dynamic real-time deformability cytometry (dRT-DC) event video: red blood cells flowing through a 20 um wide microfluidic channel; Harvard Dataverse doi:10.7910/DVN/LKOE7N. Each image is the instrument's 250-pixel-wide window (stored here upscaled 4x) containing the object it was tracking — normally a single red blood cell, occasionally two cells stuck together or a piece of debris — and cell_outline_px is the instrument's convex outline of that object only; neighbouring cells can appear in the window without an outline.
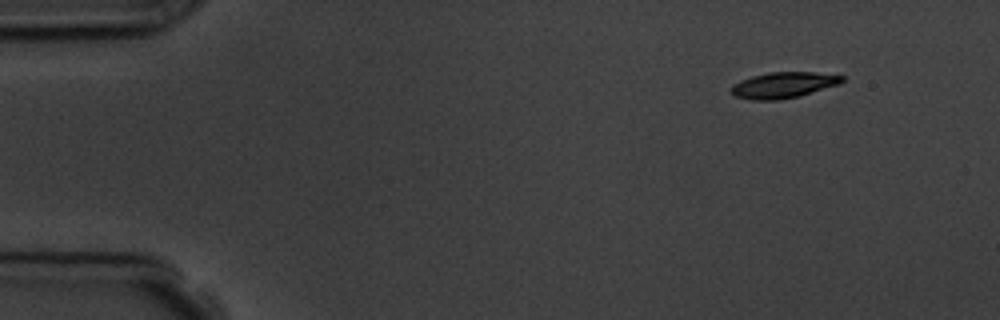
{"species": "common noctule bat (a hibernating species)", "species_latin": "Nyctalus noctula", "temperature_condition": "room temperature", "stored_images_in_passage": 4, "camera_frame_rate_fps": 3000, "um_per_image_px": 0.085, "animal": {"sex": "male", "body_mass_g": 19.5, "forearm_length_mm": 54.6}, "frame": {"image": 1, "passage_image": 1, "time_ms": 0.0, "image_size_px": [1000, 320], "cell_outline_px": [[844, 80], [840, 84], [800, 96], [776, 100], [752, 100], [736, 96], [728, 92], [728, 88], [732, 84], [740, 80], [752, 76], [768, 72], [816, 72], [844, 76]], "centroid_in_image_um": [66.55, 7.23], "position_along_channel_um": 18.5, "area_um2": 16.99}}
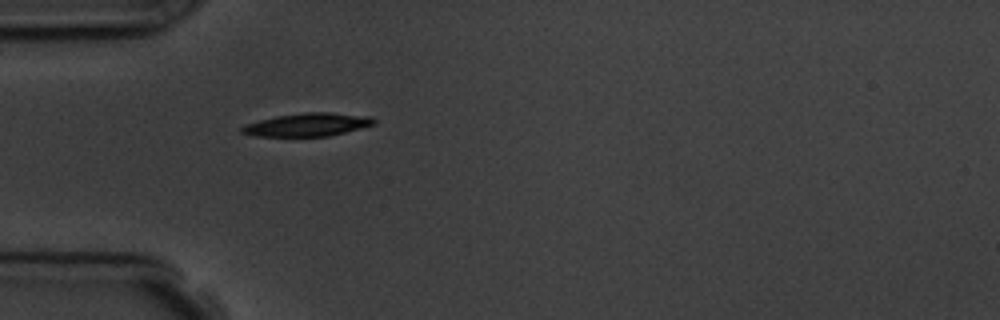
{"frame": {"image": 2, "passage_image": 4, "time_ms": 3.667, "image_size_px": [1000, 320], "cell_outline_px": [[376, 124], [328, 136], [252, 136], [240, 132], [240, 128], [244, 124], [276, 116], [304, 112], [328, 112], [372, 116], [376, 120]], "centroid_in_image_um": [26.13, 10.59], "position_along_channel_um": 58.9, "area_um2": 17.86}}